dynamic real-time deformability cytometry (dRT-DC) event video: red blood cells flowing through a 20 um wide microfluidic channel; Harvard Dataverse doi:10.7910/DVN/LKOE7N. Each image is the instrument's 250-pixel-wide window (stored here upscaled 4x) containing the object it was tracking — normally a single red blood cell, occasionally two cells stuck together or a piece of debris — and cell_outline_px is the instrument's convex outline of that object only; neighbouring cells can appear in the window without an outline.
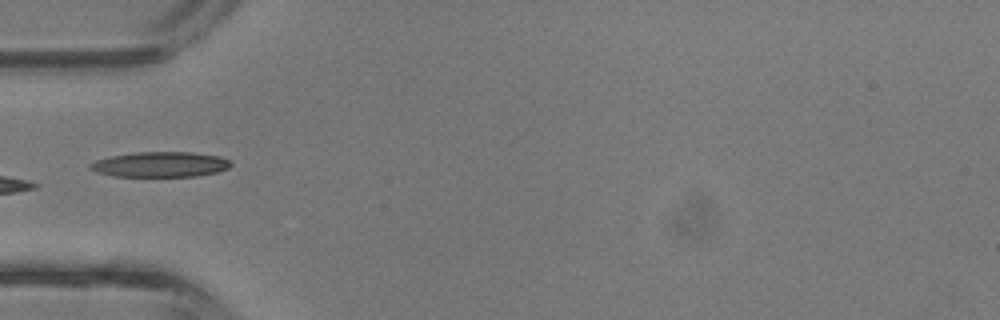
{"species": "common noctule bat (a hibernating species)", "species_latin": "Nyctalus noctula", "temperature_condition": "room temperature", "stored_images_in_passage": 5, "camera_frame_rate_fps": 3000, "um_per_image_px": 0.085, "animal": {"sex": "male", "body_mass_g": 13.3}, "frame": {"image": 1, "passage_image": 5, "time_ms": 1.333, "image_size_px": [1000, 320], "cell_outline_px": [[232, 164], [228, 168], [216, 172], [196, 176], [112, 176], [96, 172], [88, 168], [88, 164], [96, 160], [112, 156], [136, 152], [192, 152], [220, 156], [228, 160]], "centroid_in_image_um": [13.6, 13.97], "position_along_channel_um": 71.4, "area_um2": 20.63}}